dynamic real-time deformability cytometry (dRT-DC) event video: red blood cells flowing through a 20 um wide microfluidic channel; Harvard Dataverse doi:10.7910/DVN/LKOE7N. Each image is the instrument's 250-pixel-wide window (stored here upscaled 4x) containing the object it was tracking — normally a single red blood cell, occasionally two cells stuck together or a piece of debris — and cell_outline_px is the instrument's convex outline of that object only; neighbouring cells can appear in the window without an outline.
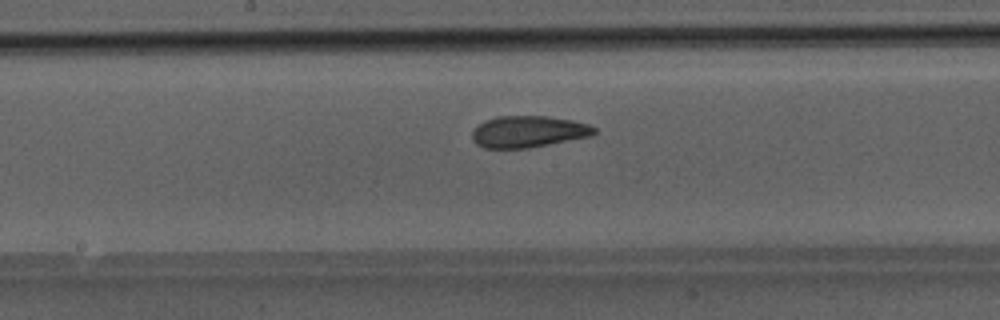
{"species": "Egyptian fruit bat (a non-hibernating species)", "species_latin": "Rousettus aegyptiacus", "temperature_condition": "room temperature", "stored_images_in_passage": 33, "camera_frame_rate_fps": 3000, "um_per_image_px": 0.085, "animal": {"sex": "male"}, "frame": {"image": 1, "passage_image": 15, "time_ms": 4.667, "image_size_px": [1000, 320], "cell_outline_px": [[596, 132], [592, 136], [528, 148], [484, 148], [476, 144], [472, 140], [472, 132], [484, 120], [496, 116], [548, 116], [572, 120], [588, 124], [596, 128]], "centroid_in_image_um": [44.91, 11.19], "position_along_channel_um": 203.3, "area_um2": 22.54}}
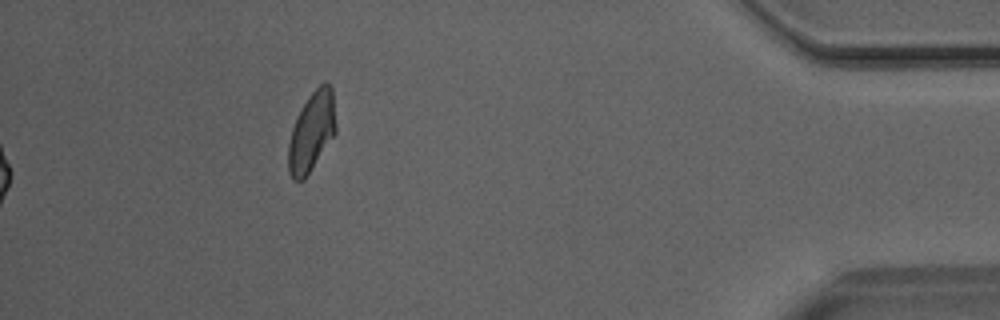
{"frame": {"image": 2, "passage_image": 33, "time_ms": 10.667, "image_size_px": [1000, 320], "cell_outline_px": [[336, 132], [304, 180], [292, 180], [288, 172], [288, 144], [292, 128], [300, 108], [308, 96], [324, 80], [328, 80], [332, 88], [336, 124]], "centroid_in_image_um": [26.48, 11.17], "position_along_channel_um": 408.7, "area_um2": 22.14}}